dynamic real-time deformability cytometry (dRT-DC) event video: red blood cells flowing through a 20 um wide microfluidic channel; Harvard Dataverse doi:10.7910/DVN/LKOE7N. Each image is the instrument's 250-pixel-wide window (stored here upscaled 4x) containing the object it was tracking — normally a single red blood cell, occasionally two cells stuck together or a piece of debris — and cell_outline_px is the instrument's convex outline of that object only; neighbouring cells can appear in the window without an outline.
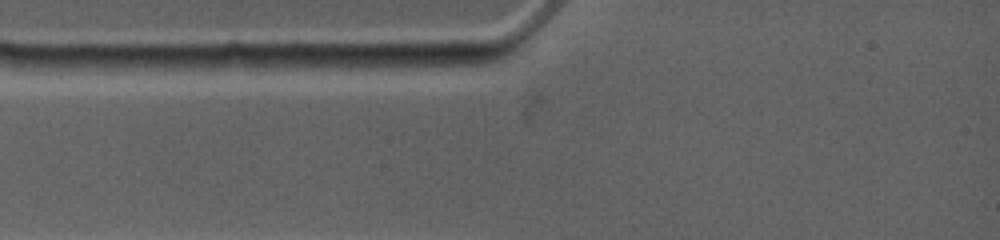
{"species": "common noctule bat (a hibernating species)", "species_latin": "Nyctalus noctula", "temperature_condition": "warm", "stored_images_in_passage": 3, "camera_frame_rate_fps": 4500, "um_per_image_px": 0.085, "animal": {"sex": "female", "body_mass_g": 19.0, "forearm_length_mm": 53.3}, "frame": {"image": 1, "passage_image": 3, "time_ms": 0.889, "image_size_px": [1000, 240], "cell_outline_px": [[424, 64], [396, 72], [312, 72], [304, 64], [324, 56], [412, 56]], "centroid_in_image_um": [30.82, 5.44], "position_along_channel_um": 54.2, "area_um2": 11.91}}